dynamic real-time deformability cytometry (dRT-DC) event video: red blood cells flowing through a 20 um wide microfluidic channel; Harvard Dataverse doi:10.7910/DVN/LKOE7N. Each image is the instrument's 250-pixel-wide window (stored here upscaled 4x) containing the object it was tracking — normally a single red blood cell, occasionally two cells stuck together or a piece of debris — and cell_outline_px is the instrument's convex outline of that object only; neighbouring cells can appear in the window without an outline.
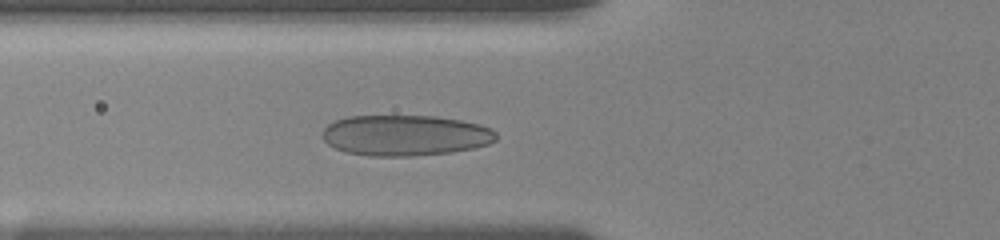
{"species": "human", "species_latin": "Homo sapiens", "temperature_condition": "room temperature", "stored_images_in_passage": 22, "camera_frame_rate_fps": 3000, "um_per_image_px": 0.085, "donor": {"sex": "female"}, "frame": {"image": 1, "passage_image": 4, "time_ms": 0.667, "image_size_px": [1000, 240], "cell_outline_px": [[496, 140], [488, 144], [472, 148], [452, 152], [412, 156], [368, 156], [348, 152], [336, 148], [328, 144], [324, 140], [324, 128], [328, 124], [336, 120], [348, 116], [436, 116], [460, 120], [480, 124], [492, 128], [496, 132]], "centroid_in_image_um": [34.47, 11.5], "position_along_channel_um": 91.3, "area_um2": 41.21}}
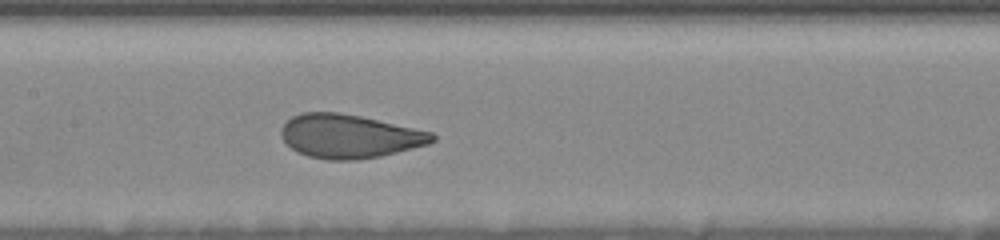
{"frame": {"image": 2, "passage_image": 15, "time_ms": 3.0, "image_size_px": [1000, 240], "cell_outline_px": [[436, 140], [428, 144], [380, 156], [356, 160], [328, 160], [308, 156], [296, 152], [280, 136], [280, 132], [284, 124], [292, 116], [300, 112], [336, 112], [360, 116], [432, 132], [436, 136]], "centroid_in_image_um": [29.67, 11.58], "position_along_channel_um": 177.7, "area_um2": 38.32}}
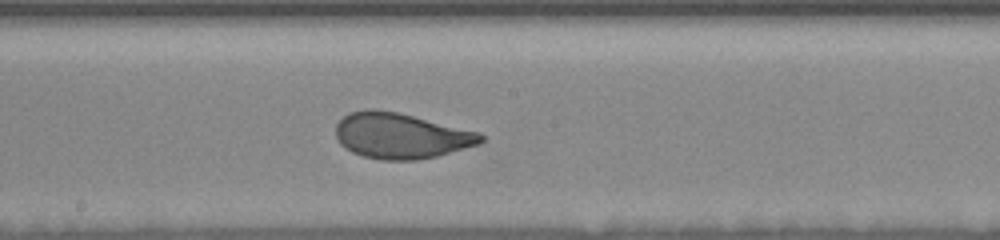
{"frame": {"image": 3, "passage_image": 19, "time_ms": 4.0, "image_size_px": [1000, 240], "cell_outline_px": [[484, 140], [480, 144], [436, 156], [416, 160], [380, 160], [364, 156], [352, 152], [340, 144], [336, 136], [336, 124], [348, 112], [368, 108], [376, 108], [396, 112], [480, 132], [484, 136]], "centroid_in_image_um": [34.06, 11.53], "position_along_channel_um": 214.1, "area_um2": 38.55}}